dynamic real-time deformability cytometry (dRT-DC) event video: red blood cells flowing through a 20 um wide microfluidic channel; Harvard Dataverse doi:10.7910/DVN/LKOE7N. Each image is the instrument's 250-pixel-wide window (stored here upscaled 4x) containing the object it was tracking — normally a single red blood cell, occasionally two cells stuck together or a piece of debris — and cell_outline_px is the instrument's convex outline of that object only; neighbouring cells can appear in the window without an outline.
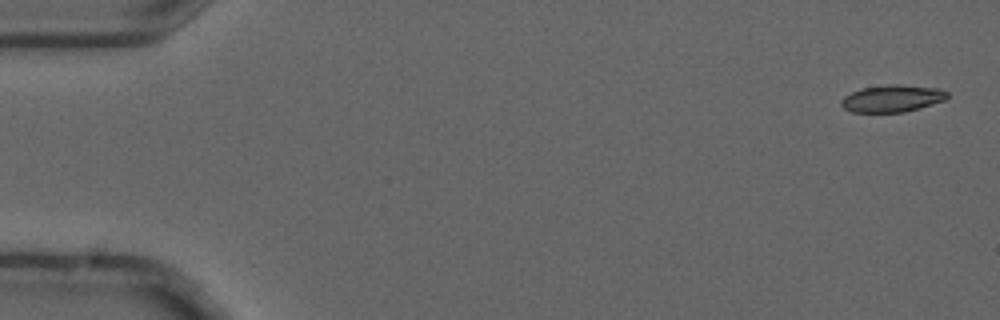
{"species": "common noctule bat (a hibernating species)", "species_latin": "Nyctalus noctula", "temperature_condition": "cold", "stored_images_in_passage": 3, "camera_frame_rate_fps": 3000, "um_per_image_px": 0.085, "animal": {"sex": "male", "forearm_length_mm": 52.5}, "frame": {"image": 1, "passage_image": 1, "time_ms": 0.0, "image_size_px": [1000, 320], "cell_outline_px": [[948, 96], [944, 100], [920, 108], [904, 112], [852, 112], [844, 108], [840, 104], [840, 100], [844, 96], [860, 88], [888, 84], [896, 84], [936, 88], [948, 92]], "centroid_in_image_um": [75.8, 8.37], "position_along_channel_um": 9.2, "area_um2": 16.7}}